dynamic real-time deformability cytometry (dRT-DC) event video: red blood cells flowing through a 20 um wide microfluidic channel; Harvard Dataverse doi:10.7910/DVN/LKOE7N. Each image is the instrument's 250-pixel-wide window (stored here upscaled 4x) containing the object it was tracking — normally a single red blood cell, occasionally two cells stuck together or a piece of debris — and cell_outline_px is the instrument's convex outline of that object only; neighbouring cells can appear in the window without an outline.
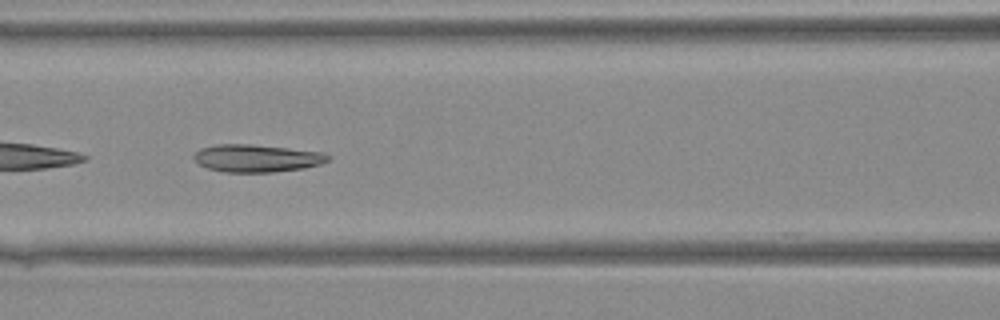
{"species": "Egyptian fruit bat (a non-hibernating species)", "species_latin": "Rousettus aegyptiacus", "temperature_condition": "warm", "stored_images_in_passage": 28, "camera_frame_rate_fps": 3000, "um_per_image_px": 0.085, "animal": {"sex": "female"}, "frame": {"image": 1, "passage_image": 16, "time_ms": 5.0, "image_size_px": [1000, 320], "cell_outline_px": [[332, 156], [328, 160], [320, 164], [304, 168], [272, 172], [224, 172], [208, 168], [200, 164], [192, 156], [200, 148], [216, 144], [252, 144], [324, 152]], "centroid_in_image_um": [21.84, 13.44], "position_along_channel_um": 144.8, "area_um2": 21.56}}
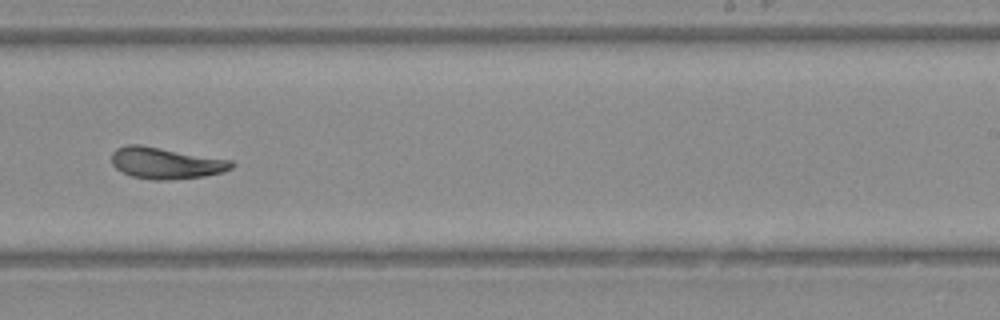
{"frame": {"image": 2, "passage_image": 24, "time_ms": 7.667, "image_size_px": [1000, 320], "cell_outline_px": [[236, 164], [232, 168], [220, 172], [204, 176], [168, 180], [152, 180], [132, 176], [116, 168], [112, 164], [112, 152], [116, 148], [124, 144], [140, 144], [232, 160]], "centroid_in_image_um": [14.08, 13.85], "position_along_channel_um": 274.9, "area_um2": 22.02}}